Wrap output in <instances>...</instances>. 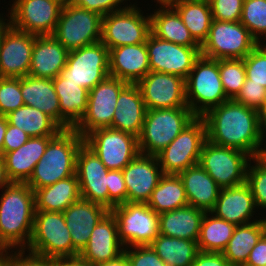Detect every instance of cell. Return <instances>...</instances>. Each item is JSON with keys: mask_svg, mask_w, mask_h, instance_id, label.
Returning <instances> with one entry per match:
<instances>
[{"mask_svg": "<svg viewBox=\"0 0 266 266\" xmlns=\"http://www.w3.org/2000/svg\"><path fill=\"white\" fill-rule=\"evenodd\" d=\"M202 117L209 142L242 150L252 158L261 157V117L257 110L229 99Z\"/></svg>", "mask_w": 266, "mask_h": 266, "instance_id": "obj_1", "label": "cell"}, {"mask_svg": "<svg viewBox=\"0 0 266 266\" xmlns=\"http://www.w3.org/2000/svg\"><path fill=\"white\" fill-rule=\"evenodd\" d=\"M3 190L0 197V249L26 250L36 211L34 191L26 183L17 182H11Z\"/></svg>", "mask_w": 266, "mask_h": 266, "instance_id": "obj_2", "label": "cell"}, {"mask_svg": "<svg viewBox=\"0 0 266 266\" xmlns=\"http://www.w3.org/2000/svg\"><path fill=\"white\" fill-rule=\"evenodd\" d=\"M84 138L75 129H62L47 145L26 182L33 191L76 174V157Z\"/></svg>", "mask_w": 266, "mask_h": 266, "instance_id": "obj_3", "label": "cell"}, {"mask_svg": "<svg viewBox=\"0 0 266 266\" xmlns=\"http://www.w3.org/2000/svg\"><path fill=\"white\" fill-rule=\"evenodd\" d=\"M26 248L27 252L55 260L79 257L63 212L35 211L32 235Z\"/></svg>", "mask_w": 266, "mask_h": 266, "instance_id": "obj_4", "label": "cell"}, {"mask_svg": "<svg viewBox=\"0 0 266 266\" xmlns=\"http://www.w3.org/2000/svg\"><path fill=\"white\" fill-rule=\"evenodd\" d=\"M185 87L187 106L197 117L229 100L222 86L219 60L201 55L185 79Z\"/></svg>", "mask_w": 266, "mask_h": 266, "instance_id": "obj_5", "label": "cell"}, {"mask_svg": "<svg viewBox=\"0 0 266 266\" xmlns=\"http://www.w3.org/2000/svg\"><path fill=\"white\" fill-rule=\"evenodd\" d=\"M196 116L189 107L147 110L138 137L139 152L156 155L167 147Z\"/></svg>", "mask_w": 266, "mask_h": 266, "instance_id": "obj_6", "label": "cell"}, {"mask_svg": "<svg viewBox=\"0 0 266 266\" xmlns=\"http://www.w3.org/2000/svg\"><path fill=\"white\" fill-rule=\"evenodd\" d=\"M206 141L205 120L196 116L167 147L155 155L163 173L178 175L199 164Z\"/></svg>", "mask_w": 266, "mask_h": 266, "instance_id": "obj_7", "label": "cell"}, {"mask_svg": "<svg viewBox=\"0 0 266 266\" xmlns=\"http://www.w3.org/2000/svg\"><path fill=\"white\" fill-rule=\"evenodd\" d=\"M259 43L240 22L212 20L206 40L200 46L203 57L220 59H243Z\"/></svg>", "mask_w": 266, "mask_h": 266, "instance_id": "obj_8", "label": "cell"}, {"mask_svg": "<svg viewBox=\"0 0 266 266\" xmlns=\"http://www.w3.org/2000/svg\"><path fill=\"white\" fill-rule=\"evenodd\" d=\"M102 18L100 14L64 4L54 36L68 51L101 41Z\"/></svg>", "mask_w": 266, "mask_h": 266, "instance_id": "obj_9", "label": "cell"}, {"mask_svg": "<svg viewBox=\"0 0 266 266\" xmlns=\"http://www.w3.org/2000/svg\"><path fill=\"white\" fill-rule=\"evenodd\" d=\"M252 157L246 152L209 142L204 143L199 164L221 187L229 188L246 182Z\"/></svg>", "mask_w": 266, "mask_h": 266, "instance_id": "obj_10", "label": "cell"}, {"mask_svg": "<svg viewBox=\"0 0 266 266\" xmlns=\"http://www.w3.org/2000/svg\"><path fill=\"white\" fill-rule=\"evenodd\" d=\"M118 225V236L125 248L150 245L159 235V214L147 203H129L111 210Z\"/></svg>", "mask_w": 266, "mask_h": 266, "instance_id": "obj_11", "label": "cell"}, {"mask_svg": "<svg viewBox=\"0 0 266 266\" xmlns=\"http://www.w3.org/2000/svg\"><path fill=\"white\" fill-rule=\"evenodd\" d=\"M134 4L102 18L101 42L110 50L124 45L146 43L151 33L150 15H143Z\"/></svg>", "mask_w": 266, "mask_h": 266, "instance_id": "obj_12", "label": "cell"}, {"mask_svg": "<svg viewBox=\"0 0 266 266\" xmlns=\"http://www.w3.org/2000/svg\"><path fill=\"white\" fill-rule=\"evenodd\" d=\"M60 75L90 91L109 76V49L99 41L69 51Z\"/></svg>", "mask_w": 266, "mask_h": 266, "instance_id": "obj_13", "label": "cell"}, {"mask_svg": "<svg viewBox=\"0 0 266 266\" xmlns=\"http://www.w3.org/2000/svg\"><path fill=\"white\" fill-rule=\"evenodd\" d=\"M128 84L110 75L98 83L89 91L86 112L73 129L84 138L93 130L111 128L118 96Z\"/></svg>", "mask_w": 266, "mask_h": 266, "instance_id": "obj_14", "label": "cell"}, {"mask_svg": "<svg viewBox=\"0 0 266 266\" xmlns=\"http://www.w3.org/2000/svg\"><path fill=\"white\" fill-rule=\"evenodd\" d=\"M108 170H123L140 152L138 137L113 128H99L84 137Z\"/></svg>", "mask_w": 266, "mask_h": 266, "instance_id": "obj_15", "label": "cell"}, {"mask_svg": "<svg viewBox=\"0 0 266 266\" xmlns=\"http://www.w3.org/2000/svg\"><path fill=\"white\" fill-rule=\"evenodd\" d=\"M8 19L17 30L36 36L53 35L63 4L58 0H13Z\"/></svg>", "mask_w": 266, "mask_h": 266, "instance_id": "obj_16", "label": "cell"}, {"mask_svg": "<svg viewBox=\"0 0 266 266\" xmlns=\"http://www.w3.org/2000/svg\"><path fill=\"white\" fill-rule=\"evenodd\" d=\"M150 71L187 78L195 61L201 56L200 47H186L157 38L152 33L146 40Z\"/></svg>", "mask_w": 266, "mask_h": 266, "instance_id": "obj_17", "label": "cell"}, {"mask_svg": "<svg viewBox=\"0 0 266 266\" xmlns=\"http://www.w3.org/2000/svg\"><path fill=\"white\" fill-rule=\"evenodd\" d=\"M137 85L147 110L188 107L185 79L178 75L150 71Z\"/></svg>", "mask_w": 266, "mask_h": 266, "instance_id": "obj_18", "label": "cell"}, {"mask_svg": "<svg viewBox=\"0 0 266 266\" xmlns=\"http://www.w3.org/2000/svg\"><path fill=\"white\" fill-rule=\"evenodd\" d=\"M108 171L95 152L83 143L76 157L81 198L109 210Z\"/></svg>", "mask_w": 266, "mask_h": 266, "instance_id": "obj_19", "label": "cell"}, {"mask_svg": "<svg viewBox=\"0 0 266 266\" xmlns=\"http://www.w3.org/2000/svg\"><path fill=\"white\" fill-rule=\"evenodd\" d=\"M35 37L11 25L4 31L0 44V77L21 78L29 74Z\"/></svg>", "mask_w": 266, "mask_h": 266, "instance_id": "obj_20", "label": "cell"}, {"mask_svg": "<svg viewBox=\"0 0 266 266\" xmlns=\"http://www.w3.org/2000/svg\"><path fill=\"white\" fill-rule=\"evenodd\" d=\"M122 172L129 203H147L164 175L155 155L141 153Z\"/></svg>", "mask_w": 266, "mask_h": 266, "instance_id": "obj_21", "label": "cell"}, {"mask_svg": "<svg viewBox=\"0 0 266 266\" xmlns=\"http://www.w3.org/2000/svg\"><path fill=\"white\" fill-rule=\"evenodd\" d=\"M124 249L118 236L116 218L109 211L95 226L88 244L79 254V258L92 266H99L117 258L124 252Z\"/></svg>", "mask_w": 266, "mask_h": 266, "instance_id": "obj_22", "label": "cell"}, {"mask_svg": "<svg viewBox=\"0 0 266 266\" xmlns=\"http://www.w3.org/2000/svg\"><path fill=\"white\" fill-rule=\"evenodd\" d=\"M109 211L100 204L82 198L63 211L65 223L70 230L73 248L79 254L88 244L95 226Z\"/></svg>", "mask_w": 266, "mask_h": 266, "instance_id": "obj_23", "label": "cell"}, {"mask_svg": "<svg viewBox=\"0 0 266 266\" xmlns=\"http://www.w3.org/2000/svg\"><path fill=\"white\" fill-rule=\"evenodd\" d=\"M150 72L146 43L124 45L109 50V75L137 84Z\"/></svg>", "mask_w": 266, "mask_h": 266, "instance_id": "obj_24", "label": "cell"}, {"mask_svg": "<svg viewBox=\"0 0 266 266\" xmlns=\"http://www.w3.org/2000/svg\"><path fill=\"white\" fill-rule=\"evenodd\" d=\"M256 209L250 187L243 184L222 188L215 207L210 211L217 218L224 219L234 225H244L250 221Z\"/></svg>", "mask_w": 266, "mask_h": 266, "instance_id": "obj_25", "label": "cell"}, {"mask_svg": "<svg viewBox=\"0 0 266 266\" xmlns=\"http://www.w3.org/2000/svg\"><path fill=\"white\" fill-rule=\"evenodd\" d=\"M68 52L54 36H36L28 75L54 79L65 67Z\"/></svg>", "mask_w": 266, "mask_h": 266, "instance_id": "obj_26", "label": "cell"}, {"mask_svg": "<svg viewBox=\"0 0 266 266\" xmlns=\"http://www.w3.org/2000/svg\"><path fill=\"white\" fill-rule=\"evenodd\" d=\"M54 137H30L18 149L6 152L2 158L9 180L11 182L26 183L31 177L35 165L44 155L48 143Z\"/></svg>", "mask_w": 266, "mask_h": 266, "instance_id": "obj_27", "label": "cell"}, {"mask_svg": "<svg viewBox=\"0 0 266 266\" xmlns=\"http://www.w3.org/2000/svg\"><path fill=\"white\" fill-rule=\"evenodd\" d=\"M112 127L139 137L147 112L137 84H128L119 94Z\"/></svg>", "mask_w": 266, "mask_h": 266, "instance_id": "obj_28", "label": "cell"}, {"mask_svg": "<svg viewBox=\"0 0 266 266\" xmlns=\"http://www.w3.org/2000/svg\"><path fill=\"white\" fill-rule=\"evenodd\" d=\"M183 182L189 205L210 212L216 204L221 187L196 164L178 174Z\"/></svg>", "mask_w": 266, "mask_h": 266, "instance_id": "obj_29", "label": "cell"}, {"mask_svg": "<svg viewBox=\"0 0 266 266\" xmlns=\"http://www.w3.org/2000/svg\"><path fill=\"white\" fill-rule=\"evenodd\" d=\"M53 85L59 99L60 127L72 129L86 112L89 90L67 81L60 74L53 79Z\"/></svg>", "mask_w": 266, "mask_h": 266, "instance_id": "obj_30", "label": "cell"}, {"mask_svg": "<svg viewBox=\"0 0 266 266\" xmlns=\"http://www.w3.org/2000/svg\"><path fill=\"white\" fill-rule=\"evenodd\" d=\"M204 210L186 205L159 214V234L198 241Z\"/></svg>", "mask_w": 266, "mask_h": 266, "instance_id": "obj_31", "label": "cell"}, {"mask_svg": "<svg viewBox=\"0 0 266 266\" xmlns=\"http://www.w3.org/2000/svg\"><path fill=\"white\" fill-rule=\"evenodd\" d=\"M21 94L25 105L39 109L60 126V105L53 79L21 77Z\"/></svg>", "mask_w": 266, "mask_h": 266, "instance_id": "obj_32", "label": "cell"}, {"mask_svg": "<svg viewBox=\"0 0 266 266\" xmlns=\"http://www.w3.org/2000/svg\"><path fill=\"white\" fill-rule=\"evenodd\" d=\"M150 13L151 33L157 38L186 47H200L170 4H161Z\"/></svg>", "mask_w": 266, "mask_h": 266, "instance_id": "obj_33", "label": "cell"}, {"mask_svg": "<svg viewBox=\"0 0 266 266\" xmlns=\"http://www.w3.org/2000/svg\"><path fill=\"white\" fill-rule=\"evenodd\" d=\"M36 211L63 212L81 199L77 175L34 191Z\"/></svg>", "mask_w": 266, "mask_h": 266, "instance_id": "obj_34", "label": "cell"}, {"mask_svg": "<svg viewBox=\"0 0 266 266\" xmlns=\"http://www.w3.org/2000/svg\"><path fill=\"white\" fill-rule=\"evenodd\" d=\"M266 231V218L255 219V222L236 226L222 254L230 266H244L251 249L257 244Z\"/></svg>", "mask_w": 266, "mask_h": 266, "instance_id": "obj_35", "label": "cell"}, {"mask_svg": "<svg viewBox=\"0 0 266 266\" xmlns=\"http://www.w3.org/2000/svg\"><path fill=\"white\" fill-rule=\"evenodd\" d=\"M170 5L178 12L193 39L201 46L213 20L208 0H175Z\"/></svg>", "mask_w": 266, "mask_h": 266, "instance_id": "obj_36", "label": "cell"}, {"mask_svg": "<svg viewBox=\"0 0 266 266\" xmlns=\"http://www.w3.org/2000/svg\"><path fill=\"white\" fill-rule=\"evenodd\" d=\"M5 117L8 124L18 127L30 137L56 136L62 130L47 114L25 104Z\"/></svg>", "mask_w": 266, "mask_h": 266, "instance_id": "obj_37", "label": "cell"}, {"mask_svg": "<svg viewBox=\"0 0 266 266\" xmlns=\"http://www.w3.org/2000/svg\"><path fill=\"white\" fill-rule=\"evenodd\" d=\"M166 266H192L199 248L196 241L159 234L150 244Z\"/></svg>", "mask_w": 266, "mask_h": 266, "instance_id": "obj_38", "label": "cell"}, {"mask_svg": "<svg viewBox=\"0 0 266 266\" xmlns=\"http://www.w3.org/2000/svg\"><path fill=\"white\" fill-rule=\"evenodd\" d=\"M147 205L158 214L189 205L179 175L164 174L153 190Z\"/></svg>", "mask_w": 266, "mask_h": 266, "instance_id": "obj_39", "label": "cell"}, {"mask_svg": "<svg viewBox=\"0 0 266 266\" xmlns=\"http://www.w3.org/2000/svg\"><path fill=\"white\" fill-rule=\"evenodd\" d=\"M235 228L236 225L233 223L217 218L211 212H205L197 241L199 251L222 253L229 243Z\"/></svg>", "mask_w": 266, "mask_h": 266, "instance_id": "obj_40", "label": "cell"}, {"mask_svg": "<svg viewBox=\"0 0 266 266\" xmlns=\"http://www.w3.org/2000/svg\"><path fill=\"white\" fill-rule=\"evenodd\" d=\"M219 71L226 96L234 99L246 80V69L243 59H220Z\"/></svg>", "mask_w": 266, "mask_h": 266, "instance_id": "obj_41", "label": "cell"}, {"mask_svg": "<svg viewBox=\"0 0 266 266\" xmlns=\"http://www.w3.org/2000/svg\"><path fill=\"white\" fill-rule=\"evenodd\" d=\"M240 22L259 44L264 43L260 38H266V0H244Z\"/></svg>", "mask_w": 266, "mask_h": 266, "instance_id": "obj_42", "label": "cell"}, {"mask_svg": "<svg viewBox=\"0 0 266 266\" xmlns=\"http://www.w3.org/2000/svg\"><path fill=\"white\" fill-rule=\"evenodd\" d=\"M248 164L246 183L250 187L257 209H266V157L252 158ZM256 162V163H255Z\"/></svg>", "mask_w": 266, "mask_h": 266, "instance_id": "obj_43", "label": "cell"}, {"mask_svg": "<svg viewBox=\"0 0 266 266\" xmlns=\"http://www.w3.org/2000/svg\"><path fill=\"white\" fill-rule=\"evenodd\" d=\"M23 105L21 78L0 77V115L6 116Z\"/></svg>", "mask_w": 266, "mask_h": 266, "instance_id": "obj_44", "label": "cell"}, {"mask_svg": "<svg viewBox=\"0 0 266 266\" xmlns=\"http://www.w3.org/2000/svg\"><path fill=\"white\" fill-rule=\"evenodd\" d=\"M243 60L246 78L266 88V46L258 44Z\"/></svg>", "mask_w": 266, "mask_h": 266, "instance_id": "obj_45", "label": "cell"}, {"mask_svg": "<svg viewBox=\"0 0 266 266\" xmlns=\"http://www.w3.org/2000/svg\"><path fill=\"white\" fill-rule=\"evenodd\" d=\"M213 20L238 22L241 20L244 0H208Z\"/></svg>", "mask_w": 266, "mask_h": 266, "instance_id": "obj_46", "label": "cell"}, {"mask_svg": "<svg viewBox=\"0 0 266 266\" xmlns=\"http://www.w3.org/2000/svg\"><path fill=\"white\" fill-rule=\"evenodd\" d=\"M234 100L260 112L265 104L266 88L262 85L251 83V80L246 78L241 91Z\"/></svg>", "mask_w": 266, "mask_h": 266, "instance_id": "obj_47", "label": "cell"}, {"mask_svg": "<svg viewBox=\"0 0 266 266\" xmlns=\"http://www.w3.org/2000/svg\"><path fill=\"white\" fill-rule=\"evenodd\" d=\"M124 253L129 266H166L150 245L128 247Z\"/></svg>", "mask_w": 266, "mask_h": 266, "instance_id": "obj_48", "label": "cell"}, {"mask_svg": "<svg viewBox=\"0 0 266 266\" xmlns=\"http://www.w3.org/2000/svg\"><path fill=\"white\" fill-rule=\"evenodd\" d=\"M109 210L127 202V188L122 170L108 171Z\"/></svg>", "mask_w": 266, "mask_h": 266, "instance_id": "obj_49", "label": "cell"}, {"mask_svg": "<svg viewBox=\"0 0 266 266\" xmlns=\"http://www.w3.org/2000/svg\"><path fill=\"white\" fill-rule=\"evenodd\" d=\"M124 1L128 0H72L71 3L79 8H83L88 11H93L100 14L101 16H105L109 13L121 11L127 8L128 4H125V6L123 7L121 6L124 5L121 4Z\"/></svg>", "mask_w": 266, "mask_h": 266, "instance_id": "obj_50", "label": "cell"}, {"mask_svg": "<svg viewBox=\"0 0 266 266\" xmlns=\"http://www.w3.org/2000/svg\"><path fill=\"white\" fill-rule=\"evenodd\" d=\"M25 251L24 249L17 251L11 250V266H55V259L43 257L31 252L25 255Z\"/></svg>", "mask_w": 266, "mask_h": 266, "instance_id": "obj_51", "label": "cell"}, {"mask_svg": "<svg viewBox=\"0 0 266 266\" xmlns=\"http://www.w3.org/2000/svg\"><path fill=\"white\" fill-rule=\"evenodd\" d=\"M29 138L30 136L23 130L11 124H7V130L4 135L3 142V155L6 152H11L18 149L23 144H25Z\"/></svg>", "mask_w": 266, "mask_h": 266, "instance_id": "obj_52", "label": "cell"}, {"mask_svg": "<svg viewBox=\"0 0 266 266\" xmlns=\"http://www.w3.org/2000/svg\"><path fill=\"white\" fill-rule=\"evenodd\" d=\"M192 266H230L221 252L199 251Z\"/></svg>", "mask_w": 266, "mask_h": 266, "instance_id": "obj_53", "label": "cell"}, {"mask_svg": "<svg viewBox=\"0 0 266 266\" xmlns=\"http://www.w3.org/2000/svg\"><path fill=\"white\" fill-rule=\"evenodd\" d=\"M244 266H266V231L251 249Z\"/></svg>", "mask_w": 266, "mask_h": 266, "instance_id": "obj_54", "label": "cell"}, {"mask_svg": "<svg viewBox=\"0 0 266 266\" xmlns=\"http://www.w3.org/2000/svg\"><path fill=\"white\" fill-rule=\"evenodd\" d=\"M55 266H92L79 257L70 259L55 260Z\"/></svg>", "mask_w": 266, "mask_h": 266, "instance_id": "obj_55", "label": "cell"}, {"mask_svg": "<svg viewBox=\"0 0 266 266\" xmlns=\"http://www.w3.org/2000/svg\"><path fill=\"white\" fill-rule=\"evenodd\" d=\"M260 117H261V157H266V145H265L266 143V138H265L266 137V113H260Z\"/></svg>", "mask_w": 266, "mask_h": 266, "instance_id": "obj_56", "label": "cell"}, {"mask_svg": "<svg viewBox=\"0 0 266 266\" xmlns=\"http://www.w3.org/2000/svg\"><path fill=\"white\" fill-rule=\"evenodd\" d=\"M99 266H129L126 254L123 252L117 258L100 264Z\"/></svg>", "mask_w": 266, "mask_h": 266, "instance_id": "obj_57", "label": "cell"}, {"mask_svg": "<svg viewBox=\"0 0 266 266\" xmlns=\"http://www.w3.org/2000/svg\"><path fill=\"white\" fill-rule=\"evenodd\" d=\"M10 183L11 181L9 180L7 176L3 158L0 156V189L3 190Z\"/></svg>", "mask_w": 266, "mask_h": 266, "instance_id": "obj_58", "label": "cell"}, {"mask_svg": "<svg viewBox=\"0 0 266 266\" xmlns=\"http://www.w3.org/2000/svg\"><path fill=\"white\" fill-rule=\"evenodd\" d=\"M7 118L5 116L0 115V156H3V142H4V135L7 130Z\"/></svg>", "mask_w": 266, "mask_h": 266, "instance_id": "obj_59", "label": "cell"}, {"mask_svg": "<svg viewBox=\"0 0 266 266\" xmlns=\"http://www.w3.org/2000/svg\"><path fill=\"white\" fill-rule=\"evenodd\" d=\"M0 266H11L10 250L0 249Z\"/></svg>", "mask_w": 266, "mask_h": 266, "instance_id": "obj_60", "label": "cell"}, {"mask_svg": "<svg viewBox=\"0 0 266 266\" xmlns=\"http://www.w3.org/2000/svg\"><path fill=\"white\" fill-rule=\"evenodd\" d=\"M0 17V44L3 38L4 31L10 26V21L8 19H3ZM7 20V23L5 22Z\"/></svg>", "mask_w": 266, "mask_h": 266, "instance_id": "obj_61", "label": "cell"}, {"mask_svg": "<svg viewBox=\"0 0 266 266\" xmlns=\"http://www.w3.org/2000/svg\"><path fill=\"white\" fill-rule=\"evenodd\" d=\"M173 1H175V0H157V3H159V5H161V4H170Z\"/></svg>", "mask_w": 266, "mask_h": 266, "instance_id": "obj_62", "label": "cell"}, {"mask_svg": "<svg viewBox=\"0 0 266 266\" xmlns=\"http://www.w3.org/2000/svg\"><path fill=\"white\" fill-rule=\"evenodd\" d=\"M59 2H61L63 5L64 4H69L72 2V0H58Z\"/></svg>", "mask_w": 266, "mask_h": 266, "instance_id": "obj_63", "label": "cell"}, {"mask_svg": "<svg viewBox=\"0 0 266 266\" xmlns=\"http://www.w3.org/2000/svg\"><path fill=\"white\" fill-rule=\"evenodd\" d=\"M259 113H266V100H265L264 107L262 108V110Z\"/></svg>", "mask_w": 266, "mask_h": 266, "instance_id": "obj_64", "label": "cell"}]
</instances>
